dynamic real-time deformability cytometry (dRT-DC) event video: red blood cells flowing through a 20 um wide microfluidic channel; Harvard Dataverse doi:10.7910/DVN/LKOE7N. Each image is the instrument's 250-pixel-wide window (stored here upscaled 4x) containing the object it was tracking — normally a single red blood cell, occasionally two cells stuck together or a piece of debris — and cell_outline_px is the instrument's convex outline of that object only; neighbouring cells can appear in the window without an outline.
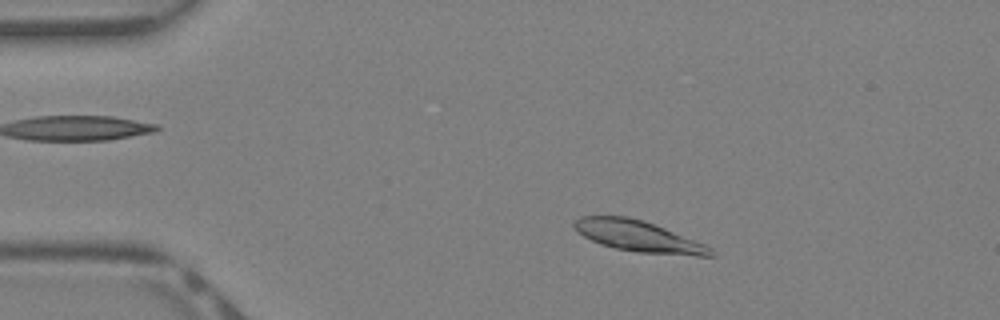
{"species": "Egyptian fruit bat (a non-hibernating species)", "species_latin": "Rousettus aegyptiacus", "temperature_condition": "warm", "stored_images_in_passage": 36, "camera_frame_rate_fps": 3000, "um_per_image_px": 0.085, "animal": {"sex": "female"}, "frame": {"image": 1, "passage_image": 3, "time_ms": 0.667, "image_size_px": [1000, 320], "cell_outline_px": [[716, 256], [696, 256], [636, 252], [616, 248], [600, 244], [584, 236], [572, 224], [580, 216], [628, 216], [664, 228], [704, 244], [712, 248]], "centroid_in_image_um": [54.28, 20.09], "position_along_channel_um": 30.7, "area_um2": 24.28}}
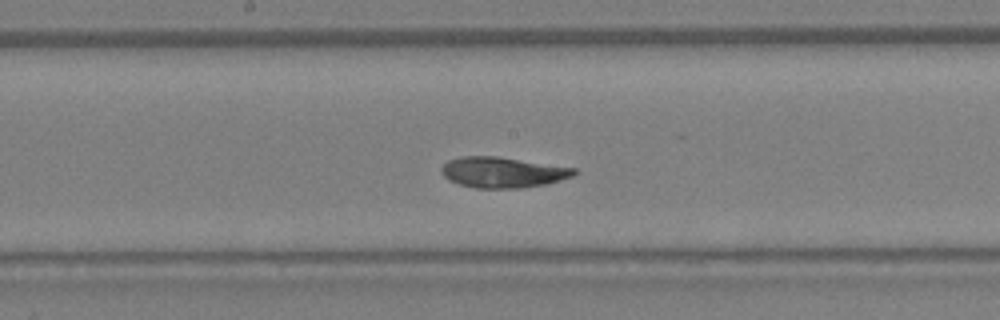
{"frame": {"image": 2, "passage_image": 17, "time_ms": 5.333, "image_size_px": [1000, 320], "cell_outline_px": [[576, 172], [572, 176], [544, 184], [520, 188], [476, 188], [460, 184], [448, 180], [440, 172], [440, 168], [448, 160], [460, 156], [496, 156], [576, 168]], "centroid_in_image_um": [42.67, 14.64], "position_along_channel_um": 205.5, "area_um2": 23.52}}
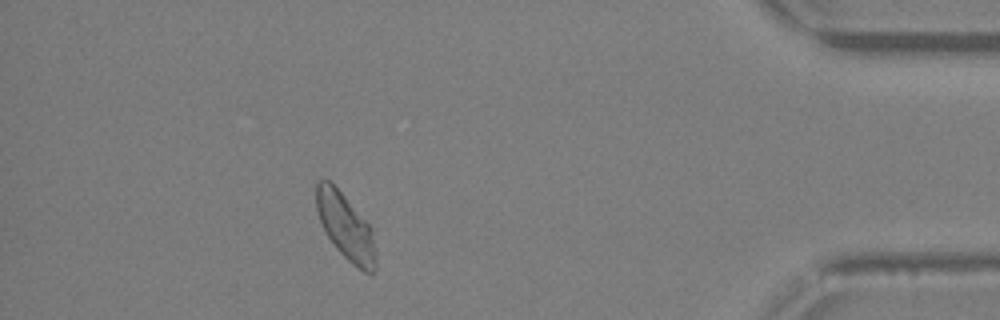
{"frame": {"image": 3, "passage_image": 32, "time_ms": 10.333, "image_size_px": [1000, 320], "cell_outline_px": [[376, 268], [372, 276], [364, 272], [352, 264], [336, 248], [328, 236], [320, 220], [316, 208], [316, 184], [320, 180], [328, 180], [344, 196], [368, 224], [372, 232], [376, 252]], "centroid_in_image_um": [29.4, 19.33], "position_along_channel_um": 405.8, "area_um2": 22.48}, "authors_computed_cell_mechanics": {"area_um2": 23.7558, "velocity_mm_per_s": 4.9881, "shape_relaxation_time_tau1_ms": 2.9485, "shape_relaxation_time_tau2_ms": 0.8242, "deformation_change_tau1": 0.1245, "deformation_change_tau2": 0.0417}}